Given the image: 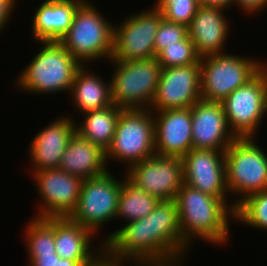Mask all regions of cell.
I'll list each match as a JSON object with an SVG mask.
<instances>
[{"instance_id":"obj_1","label":"cell","mask_w":267,"mask_h":266,"mask_svg":"<svg viewBox=\"0 0 267 266\" xmlns=\"http://www.w3.org/2000/svg\"><path fill=\"white\" fill-rule=\"evenodd\" d=\"M120 228L101 242L122 264L124 261L131 265L134 262V266L182 262L181 257L189 249L182 240L175 200L159 201L146 217Z\"/></svg>"},{"instance_id":"obj_2","label":"cell","mask_w":267,"mask_h":266,"mask_svg":"<svg viewBox=\"0 0 267 266\" xmlns=\"http://www.w3.org/2000/svg\"><path fill=\"white\" fill-rule=\"evenodd\" d=\"M174 200L177 205L182 240L188 247L199 237L200 240L214 245L228 241L229 221L235 219L234 203L229 206L228 199L213 197L186 183H183Z\"/></svg>"},{"instance_id":"obj_3","label":"cell","mask_w":267,"mask_h":266,"mask_svg":"<svg viewBox=\"0 0 267 266\" xmlns=\"http://www.w3.org/2000/svg\"><path fill=\"white\" fill-rule=\"evenodd\" d=\"M39 44L42 47L38 54L16 78L18 88L31 94L70 91L76 71L82 65L59 41H39Z\"/></svg>"},{"instance_id":"obj_4","label":"cell","mask_w":267,"mask_h":266,"mask_svg":"<svg viewBox=\"0 0 267 266\" xmlns=\"http://www.w3.org/2000/svg\"><path fill=\"white\" fill-rule=\"evenodd\" d=\"M95 8L84 0L75 11L69 30L59 40L81 65L101 58L110 60L113 53L114 24Z\"/></svg>"},{"instance_id":"obj_5","label":"cell","mask_w":267,"mask_h":266,"mask_svg":"<svg viewBox=\"0 0 267 266\" xmlns=\"http://www.w3.org/2000/svg\"><path fill=\"white\" fill-rule=\"evenodd\" d=\"M109 61L116 67L112 79L109 80L113 104L122 109L150 108L162 70L157 58Z\"/></svg>"},{"instance_id":"obj_6","label":"cell","mask_w":267,"mask_h":266,"mask_svg":"<svg viewBox=\"0 0 267 266\" xmlns=\"http://www.w3.org/2000/svg\"><path fill=\"white\" fill-rule=\"evenodd\" d=\"M266 64L226 52L200 58L201 99L224 101L238 87L253 78Z\"/></svg>"},{"instance_id":"obj_7","label":"cell","mask_w":267,"mask_h":266,"mask_svg":"<svg viewBox=\"0 0 267 266\" xmlns=\"http://www.w3.org/2000/svg\"><path fill=\"white\" fill-rule=\"evenodd\" d=\"M254 139L236 138L225 150L227 190L240 195L232 202L235 205L250 194L267 189V154Z\"/></svg>"},{"instance_id":"obj_8","label":"cell","mask_w":267,"mask_h":266,"mask_svg":"<svg viewBox=\"0 0 267 266\" xmlns=\"http://www.w3.org/2000/svg\"><path fill=\"white\" fill-rule=\"evenodd\" d=\"M149 110H121L112 144L106 151V162L116 159L129 168L156 154L154 114Z\"/></svg>"},{"instance_id":"obj_9","label":"cell","mask_w":267,"mask_h":266,"mask_svg":"<svg viewBox=\"0 0 267 266\" xmlns=\"http://www.w3.org/2000/svg\"><path fill=\"white\" fill-rule=\"evenodd\" d=\"M222 104L228 126L234 135L237 138H255L267 113V64L232 92Z\"/></svg>"},{"instance_id":"obj_10","label":"cell","mask_w":267,"mask_h":266,"mask_svg":"<svg viewBox=\"0 0 267 266\" xmlns=\"http://www.w3.org/2000/svg\"><path fill=\"white\" fill-rule=\"evenodd\" d=\"M109 171L82 181L77 208L69 216L95 235L106 221L116 218L122 181Z\"/></svg>"},{"instance_id":"obj_11","label":"cell","mask_w":267,"mask_h":266,"mask_svg":"<svg viewBox=\"0 0 267 266\" xmlns=\"http://www.w3.org/2000/svg\"><path fill=\"white\" fill-rule=\"evenodd\" d=\"M152 8L129 15L119 26L113 25L110 60L134 61L155 57L154 41L163 14L155 6Z\"/></svg>"},{"instance_id":"obj_12","label":"cell","mask_w":267,"mask_h":266,"mask_svg":"<svg viewBox=\"0 0 267 266\" xmlns=\"http://www.w3.org/2000/svg\"><path fill=\"white\" fill-rule=\"evenodd\" d=\"M127 169L126 177L159 201L174 200L184 183L180 157L154 154Z\"/></svg>"},{"instance_id":"obj_13","label":"cell","mask_w":267,"mask_h":266,"mask_svg":"<svg viewBox=\"0 0 267 266\" xmlns=\"http://www.w3.org/2000/svg\"><path fill=\"white\" fill-rule=\"evenodd\" d=\"M31 173L43 200L36 217H69L77 208L83 180L59 168Z\"/></svg>"},{"instance_id":"obj_14","label":"cell","mask_w":267,"mask_h":266,"mask_svg":"<svg viewBox=\"0 0 267 266\" xmlns=\"http://www.w3.org/2000/svg\"><path fill=\"white\" fill-rule=\"evenodd\" d=\"M200 83V64L162 68L156 95L149 109L191 108L201 99Z\"/></svg>"},{"instance_id":"obj_15","label":"cell","mask_w":267,"mask_h":266,"mask_svg":"<svg viewBox=\"0 0 267 266\" xmlns=\"http://www.w3.org/2000/svg\"><path fill=\"white\" fill-rule=\"evenodd\" d=\"M184 183L219 199H226L225 151L192 148L182 157Z\"/></svg>"},{"instance_id":"obj_16","label":"cell","mask_w":267,"mask_h":266,"mask_svg":"<svg viewBox=\"0 0 267 266\" xmlns=\"http://www.w3.org/2000/svg\"><path fill=\"white\" fill-rule=\"evenodd\" d=\"M195 149L225 151L237 138L230 130L222 102L200 99L191 107Z\"/></svg>"},{"instance_id":"obj_17","label":"cell","mask_w":267,"mask_h":266,"mask_svg":"<svg viewBox=\"0 0 267 266\" xmlns=\"http://www.w3.org/2000/svg\"><path fill=\"white\" fill-rule=\"evenodd\" d=\"M153 114L157 116H154L156 154L182 158L193 148L191 108L160 110Z\"/></svg>"},{"instance_id":"obj_18","label":"cell","mask_w":267,"mask_h":266,"mask_svg":"<svg viewBox=\"0 0 267 266\" xmlns=\"http://www.w3.org/2000/svg\"><path fill=\"white\" fill-rule=\"evenodd\" d=\"M77 126L69 115L61 116L35 135L29 149L30 161L33 163L31 170L34 172L58 168Z\"/></svg>"},{"instance_id":"obj_19","label":"cell","mask_w":267,"mask_h":266,"mask_svg":"<svg viewBox=\"0 0 267 266\" xmlns=\"http://www.w3.org/2000/svg\"><path fill=\"white\" fill-rule=\"evenodd\" d=\"M219 7L199 6L188 26V35L200 57L224 53L230 21Z\"/></svg>"},{"instance_id":"obj_20","label":"cell","mask_w":267,"mask_h":266,"mask_svg":"<svg viewBox=\"0 0 267 266\" xmlns=\"http://www.w3.org/2000/svg\"><path fill=\"white\" fill-rule=\"evenodd\" d=\"M84 0H44L32 19L36 41H59L69 30L75 11Z\"/></svg>"},{"instance_id":"obj_21","label":"cell","mask_w":267,"mask_h":266,"mask_svg":"<svg viewBox=\"0 0 267 266\" xmlns=\"http://www.w3.org/2000/svg\"><path fill=\"white\" fill-rule=\"evenodd\" d=\"M95 234L70 217H55V248L62 259L76 260L81 265L92 261L104 249V244L92 250ZM99 249V251H98Z\"/></svg>"},{"instance_id":"obj_22","label":"cell","mask_w":267,"mask_h":266,"mask_svg":"<svg viewBox=\"0 0 267 266\" xmlns=\"http://www.w3.org/2000/svg\"><path fill=\"white\" fill-rule=\"evenodd\" d=\"M106 167V152L76 132L66 147L58 168L85 180L106 173L109 170Z\"/></svg>"},{"instance_id":"obj_23","label":"cell","mask_w":267,"mask_h":266,"mask_svg":"<svg viewBox=\"0 0 267 266\" xmlns=\"http://www.w3.org/2000/svg\"><path fill=\"white\" fill-rule=\"evenodd\" d=\"M82 65L75 74L70 92L74 99L75 108L82 114L90 110H98L113 105L111 99L110 82L107 84L103 78ZM86 69V70H85ZM91 72V73H89Z\"/></svg>"},{"instance_id":"obj_24","label":"cell","mask_w":267,"mask_h":266,"mask_svg":"<svg viewBox=\"0 0 267 266\" xmlns=\"http://www.w3.org/2000/svg\"><path fill=\"white\" fill-rule=\"evenodd\" d=\"M121 110L122 108L113 104L102 109L85 112L83 113L84 121L76 127V132L106 152L112 144Z\"/></svg>"},{"instance_id":"obj_25","label":"cell","mask_w":267,"mask_h":266,"mask_svg":"<svg viewBox=\"0 0 267 266\" xmlns=\"http://www.w3.org/2000/svg\"><path fill=\"white\" fill-rule=\"evenodd\" d=\"M124 178L119 193L116 218H124L128 223L146 217L154 210L159 200L137 187L127 177Z\"/></svg>"},{"instance_id":"obj_26","label":"cell","mask_w":267,"mask_h":266,"mask_svg":"<svg viewBox=\"0 0 267 266\" xmlns=\"http://www.w3.org/2000/svg\"><path fill=\"white\" fill-rule=\"evenodd\" d=\"M25 238L28 254H57L55 248V217H34L27 224Z\"/></svg>"},{"instance_id":"obj_27","label":"cell","mask_w":267,"mask_h":266,"mask_svg":"<svg viewBox=\"0 0 267 266\" xmlns=\"http://www.w3.org/2000/svg\"><path fill=\"white\" fill-rule=\"evenodd\" d=\"M234 220L267 230V189L245 197L236 205Z\"/></svg>"},{"instance_id":"obj_28","label":"cell","mask_w":267,"mask_h":266,"mask_svg":"<svg viewBox=\"0 0 267 266\" xmlns=\"http://www.w3.org/2000/svg\"><path fill=\"white\" fill-rule=\"evenodd\" d=\"M157 61L162 68L185 66L189 64H200V56L189 35L181 41L167 46L157 56Z\"/></svg>"},{"instance_id":"obj_29","label":"cell","mask_w":267,"mask_h":266,"mask_svg":"<svg viewBox=\"0 0 267 266\" xmlns=\"http://www.w3.org/2000/svg\"><path fill=\"white\" fill-rule=\"evenodd\" d=\"M154 6L163 14L165 20L188 27L199 3L198 0H157Z\"/></svg>"},{"instance_id":"obj_30","label":"cell","mask_w":267,"mask_h":266,"mask_svg":"<svg viewBox=\"0 0 267 266\" xmlns=\"http://www.w3.org/2000/svg\"><path fill=\"white\" fill-rule=\"evenodd\" d=\"M188 36V27L183 24L172 23L164 18L161 20L155 36V57L167 46L176 44Z\"/></svg>"},{"instance_id":"obj_31","label":"cell","mask_w":267,"mask_h":266,"mask_svg":"<svg viewBox=\"0 0 267 266\" xmlns=\"http://www.w3.org/2000/svg\"><path fill=\"white\" fill-rule=\"evenodd\" d=\"M82 266H125V264L120 263L103 249L92 261Z\"/></svg>"},{"instance_id":"obj_32","label":"cell","mask_w":267,"mask_h":266,"mask_svg":"<svg viewBox=\"0 0 267 266\" xmlns=\"http://www.w3.org/2000/svg\"><path fill=\"white\" fill-rule=\"evenodd\" d=\"M235 4L240 6L242 11H246L249 14L264 11L267 7V0H235ZM260 10V11H259Z\"/></svg>"},{"instance_id":"obj_33","label":"cell","mask_w":267,"mask_h":266,"mask_svg":"<svg viewBox=\"0 0 267 266\" xmlns=\"http://www.w3.org/2000/svg\"><path fill=\"white\" fill-rule=\"evenodd\" d=\"M28 266H56V254H29Z\"/></svg>"},{"instance_id":"obj_34","label":"cell","mask_w":267,"mask_h":266,"mask_svg":"<svg viewBox=\"0 0 267 266\" xmlns=\"http://www.w3.org/2000/svg\"><path fill=\"white\" fill-rule=\"evenodd\" d=\"M15 4H17L15 0H0V32L6 27L10 13H13V9L16 8Z\"/></svg>"},{"instance_id":"obj_35","label":"cell","mask_w":267,"mask_h":266,"mask_svg":"<svg viewBox=\"0 0 267 266\" xmlns=\"http://www.w3.org/2000/svg\"><path fill=\"white\" fill-rule=\"evenodd\" d=\"M234 2L235 0H198L199 6L219 7L221 9L229 8Z\"/></svg>"},{"instance_id":"obj_36","label":"cell","mask_w":267,"mask_h":266,"mask_svg":"<svg viewBox=\"0 0 267 266\" xmlns=\"http://www.w3.org/2000/svg\"><path fill=\"white\" fill-rule=\"evenodd\" d=\"M56 266H82L76 260L62 259L58 254H56Z\"/></svg>"}]
</instances>
